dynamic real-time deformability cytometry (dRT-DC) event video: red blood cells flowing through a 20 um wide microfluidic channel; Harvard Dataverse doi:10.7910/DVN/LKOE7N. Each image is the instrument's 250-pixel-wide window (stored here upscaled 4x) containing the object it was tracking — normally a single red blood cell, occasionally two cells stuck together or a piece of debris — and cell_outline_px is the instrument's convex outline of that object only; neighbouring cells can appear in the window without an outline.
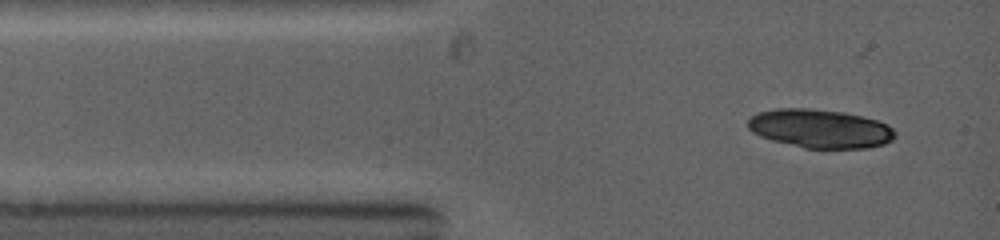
{"species": "common noctule bat (a hibernating species)", "species_latin": "Nyctalus noctula", "temperature_condition": "warm", "stored_images_in_passage": 7, "camera_frame_rate_fps": 5000, "um_per_image_px": 0.085, "animal": {"sex": "female", "body_mass_g": 19.0, "forearm_length_mm": 53.3}, "frame": {"image": 1, "passage_image": 1, "time_ms": 0.0, "image_size_px": [1000, 240], "cell_outline_px": [[896, 136], [892, 140], [884, 144], [868, 148], [804, 148], [772, 140], [760, 136], [752, 132], [748, 128], [748, 120], [756, 112], [776, 108], [808, 108], [844, 112], [876, 120], [888, 124], [896, 132]], "centroid_in_image_um": [69.7, 10.93], "position_along_channel_um": 15.3, "area_um2": 33.29}}